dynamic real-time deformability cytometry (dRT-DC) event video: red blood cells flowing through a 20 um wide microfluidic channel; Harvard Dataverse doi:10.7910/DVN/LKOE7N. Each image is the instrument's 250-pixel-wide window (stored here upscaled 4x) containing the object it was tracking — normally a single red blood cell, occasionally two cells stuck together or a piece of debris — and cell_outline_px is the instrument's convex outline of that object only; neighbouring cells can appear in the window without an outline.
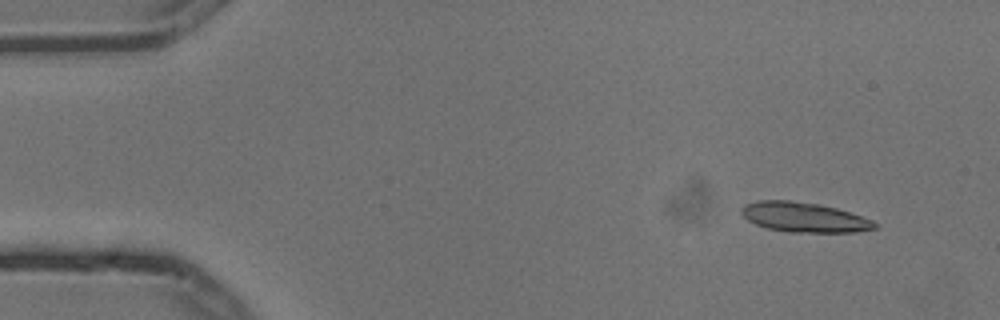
{"species": "common noctule bat (a hibernating species)", "species_latin": "Nyctalus noctula", "temperature_condition": "cold", "stored_images_in_passage": 4, "camera_frame_rate_fps": 3000, "um_per_image_px": 0.085, "animal": {"sex": "male", "body_mass_g": 13.3}, "frame": {"image": 1, "passage_image": 1, "time_ms": 0.0, "image_size_px": [1000, 320], "cell_outline_px": [[880, 228], [856, 232], [788, 232], [768, 228], [756, 224], [748, 220], [740, 212], [740, 208], [744, 204], [756, 200], [788, 200], [816, 204], [836, 208], [872, 220]], "centroid_in_image_um": [68.32, 18.47], "position_along_channel_um": 16.7, "area_um2": 23.06}}
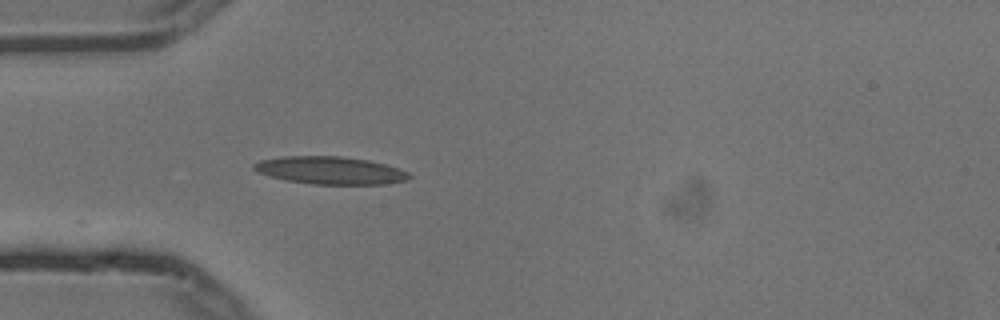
{"frame": {"image": 2, "passage_image": 4, "time_ms": 1.0, "image_size_px": [1000, 320], "cell_outline_px": [[412, 176], [408, 180], [384, 184], [312, 184], [284, 180], [256, 172], [252, 168], [252, 164], [260, 160], [280, 156], [340, 156], [368, 160], [384, 164], [408, 172]], "centroid_in_image_um": [28.02, 14.48], "position_along_channel_um": 57.0, "area_um2": 25.09}}